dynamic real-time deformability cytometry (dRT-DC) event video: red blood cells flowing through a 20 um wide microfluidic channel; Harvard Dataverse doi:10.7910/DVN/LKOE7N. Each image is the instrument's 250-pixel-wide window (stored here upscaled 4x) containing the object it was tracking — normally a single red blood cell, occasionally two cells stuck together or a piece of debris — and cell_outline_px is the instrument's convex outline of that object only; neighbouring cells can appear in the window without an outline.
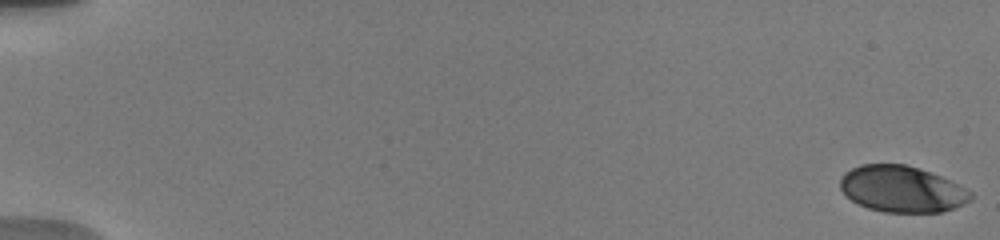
{"species": "human", "species_latin": "Homo sapiens", "temperature_condition": "warm", "stored_images_in_passage": 32, "camera_frame_rate_fps": 3000, "um_per_image_px": 0.085, "donor": {"sex": "male"}, "frame": {"image": 1, "passage_image": 1, "time_ms": 0.0, "image_size_px": [1000, 240], "cell_outline_px": [[972, 200], [956, 208], [940, 212], [884, 212], [868, 208], [852, 200], [840, 188], [840, 180], [844, 172], [860, 164], [904, 164], [920, 168], [940, 176], [972, 192]], "centroid_in_image_um": [76.66, 16.07], "position_along_channel_um": 8.3, "area_um2": 35.08}}
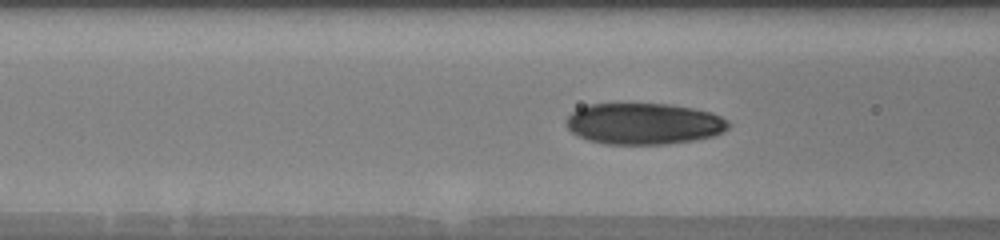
{"frame": {"image": 2, "passage_image": 19, "time_ms": 7.667, "image_size_px": [1000, 240], "cell_outline_px": [[732, 124], [724, 132], [712, 136], [692, 140], [668, 144], [604, 144], [588, 140], [572, 132], [564, 124], [568, 116], [576, 108], [588, 104], [668, 104], [692, 108], [712, 112], [728, 120]], "centroid_in_image_um": [54.73, 10.51], "position_along_channel_um": 111.9, "area_um2": 39.25}}
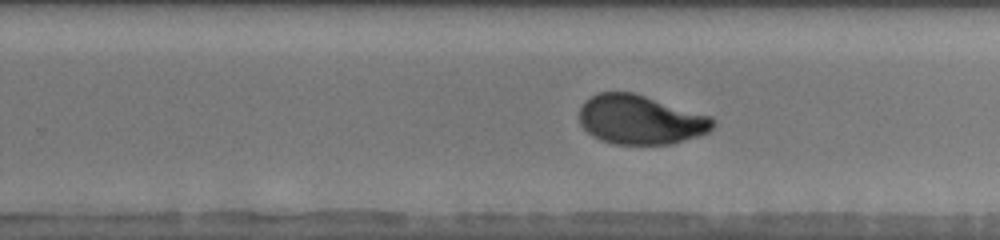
{"frame": {"image": 3, "passage_image": 31, "time_ms": 12.0, "image_size_px": [1000, 240], "cell_outline_px": [[712, 128], [708, 132], [700, 136], [672, 144], [612, 144], [600, 140], [592, 136], [580, 124], [580, 108], [584, 100], [600, 92], [632, 92], [712, 116]], "centroid_in_image_um": [54.42, 10.18], "position_along_channel_um": 275.4, "area_um2": 38.32}}